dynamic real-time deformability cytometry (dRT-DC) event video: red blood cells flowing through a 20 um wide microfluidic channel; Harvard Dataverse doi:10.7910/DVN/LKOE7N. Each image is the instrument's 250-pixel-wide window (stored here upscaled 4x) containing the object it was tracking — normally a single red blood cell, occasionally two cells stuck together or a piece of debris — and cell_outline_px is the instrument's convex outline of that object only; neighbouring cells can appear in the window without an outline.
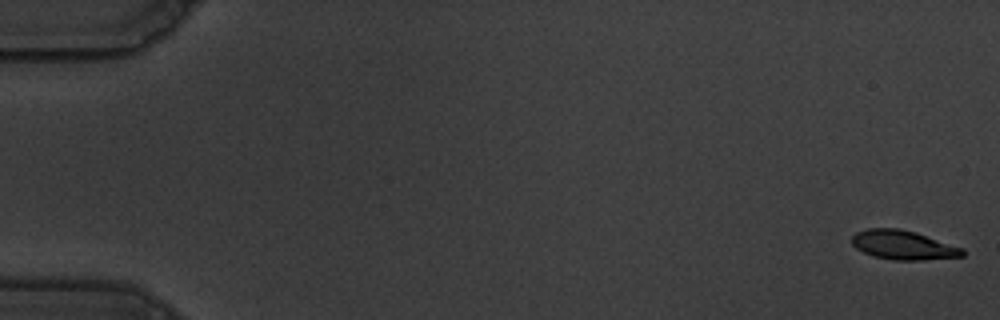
{"species": "common noctule bat (a hibernating species)", "species_latin": "Nyctalus noctula", "temperature_condition": "warm", "stored_images_in_passage": 57, "camera_frame_rate_fps": 3000, "um_per_image_px": 0.085, "animal": {"sex": "male", "body_mass_g": 19.5, "forearm_length_mm": 54.6}, "frame": {"image": 1, "passage_image": 1, "time_ms": 0.0, "image_size_px": [1000, 320], "cell_outline_px": [[964, 256], [924, 260], [892, 260], [872, 256], [856, 248], [852, 244], [852, 236], [856, 232], [868, 228], [900, 228], [916, 232], [964, 248]], "centroid_in_image_um": [76.77, 20.83], "position_along_channel_um": 8.2, "area_um2": 18.96}}
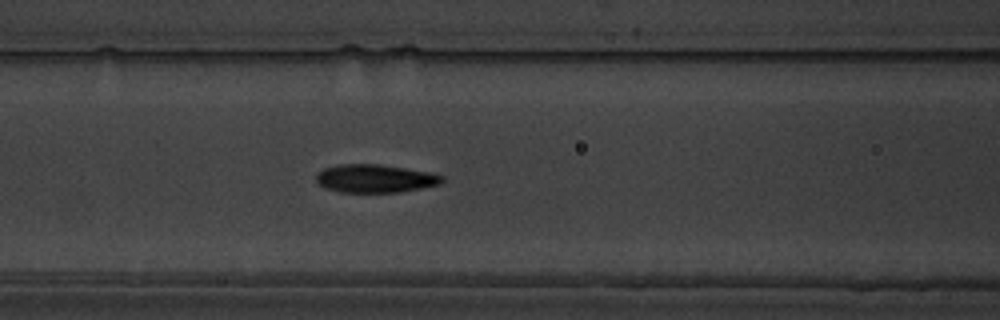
{"frame": {"image": 2, "passage_image": 25, "time_ms": 8.0, "image_size_px": [1000, 320], "cell_outline_px": [[444, 180], [440, 184], [400, 192], [340, 192], [324, 188], [316, 180], [316, 172], [324, 168], [336, 164], [380, 164], [432, 172], [444, 176]], "centroid_in_image_um": [31.87, 15.16], "position_along_channel_um": 134.7, "area_um2": 20.87}}
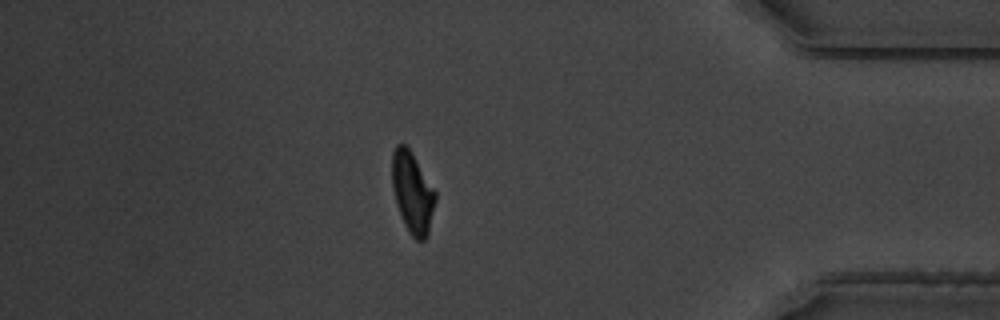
{"frame": {"image": 3, "passage_image": 50, "time_ms": 16.333, "image_size_px": [1000, 320], "cell_outline_px": [[436, 200], [428, 236], [424, 240], [416, 240], [408, 232], [400, 212], [392, 188], [392, 152], [396, 144], [404, 144], [412, 152], [436, 192]], "centroid_in_image_um": [35.07, 16.36], "position_along_channel_um": 400.1, "area_um2": 20.4}, "authors_computed_cell_mechanics": {"area_um2": 20.5768, "velocity_mm_per_s": 3.5766, "shape_relaxation_time_tau1_ms": 2.9786, "shape_relaxation_time_tau2_ms": 2.1663, "deformation_change_tau1": 0.1851, "deformation_change_tau2": 0.0501}}